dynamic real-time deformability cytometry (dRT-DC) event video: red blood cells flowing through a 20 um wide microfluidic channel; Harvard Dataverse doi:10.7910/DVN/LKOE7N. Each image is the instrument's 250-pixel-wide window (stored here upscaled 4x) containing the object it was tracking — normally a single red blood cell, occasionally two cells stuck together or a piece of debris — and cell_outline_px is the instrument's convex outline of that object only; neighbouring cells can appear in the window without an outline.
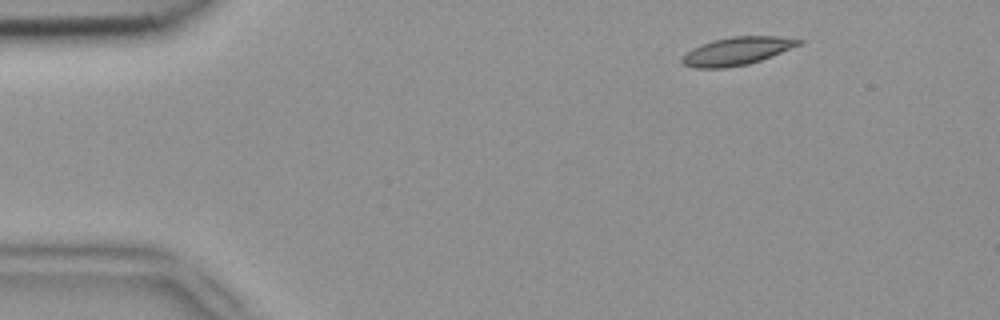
{"species": "common noctule bat (a hibernating species)", "species_latin": "Nyctalus noctula", "temperature_condition": "room temperature", "stored_images_in_passage": 46, "camera_frame_rate_fps": 3000, "um_per_image_px": 0.085, "animal": {"sex": "female", "body_mass_g": 18.4}, "frame": {"image": 1, "passage_image": 1, "time_ms": 0.0, "image_size_px": [1000, 320], "cell_outline_px": [[804, 40], [800, 44], [760, 60], [748, 64], [724, 68], [696, 68], [684, 64], [680, 60], [692, 48], [712, 40], [732, 36], [776, 36]], "centroid_in_image_um": [62.61, 4.34], "position_along_channel_um": 22.4, "area_um2": 18.67}}
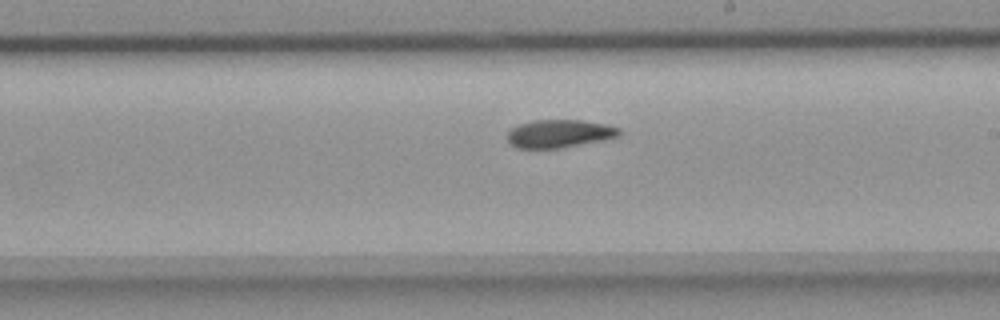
{"frame": {"image": 2, "passage_image": 24, "time_ms": 7.667, "image_size_px": [1000, 320], "cell_outline_px": [[620, 136], [560, 148], [516, 148], [508, 144], [508, 132], [512, 128], [520, 124], [536, 120], [584, 120], [604, 124], [620, 128]], "centroid_in_image_um": [47.52, 11.36], "position_along_channel_um": 241.5, "area_um2": 18.09}}
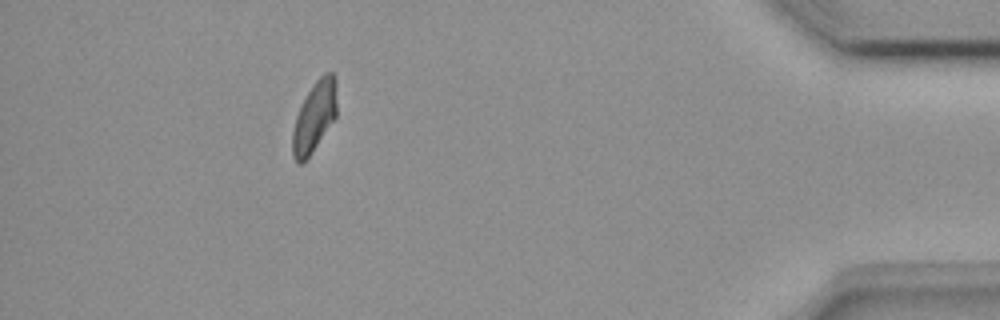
{"frame": {"image": 3, "passage_image": 41, "time_ms": 13.333, "image_size_px": [1000, 320], "cell_outline_px": [[336, 116], [308, 156], [300, 164], [296, 164], [292, 156], [292, 132], [296, 116], [308, 92], [316, 80], [324, 72], [332, 72], [336, 80]], "centroid_in_image_um": [26.71, 9.91], "position_along_channel_um": 408.5, "area_um2": 17.8}, "authors_computed_cell_mechanics": {"area_um2": 18.7272, "velocity_mm_per_s": 3.896, "shape_relaxation_time_tau1_ms": 4.8971, "shape_relaxation_time_tau2_ms": 4.4963, "deformation_change_tau1": 0.144, "deformation_change_tau2": 0.1093}}